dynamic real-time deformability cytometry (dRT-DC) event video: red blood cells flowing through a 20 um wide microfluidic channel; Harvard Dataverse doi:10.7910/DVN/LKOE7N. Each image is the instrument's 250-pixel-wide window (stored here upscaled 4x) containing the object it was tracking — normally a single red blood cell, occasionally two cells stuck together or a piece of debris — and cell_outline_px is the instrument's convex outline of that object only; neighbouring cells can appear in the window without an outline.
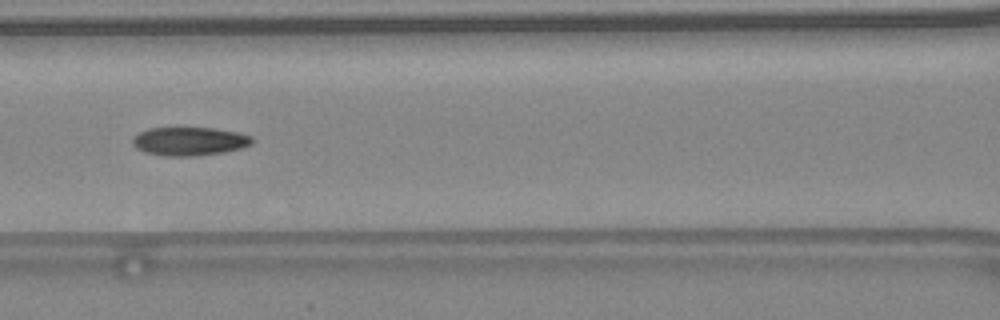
{"species": "common noctule bat (a hibernating species)", "species_latin": "Nyctalus noctula", "temperature_condition": "warm", "stored_images_in_passage": 36, "camera_frame_rate_fps": 3000, "um_per_image_px": 0.085, "animal": {"sex": "female", "body_mass_g": 24.6, "forearm_length_mm": 56.2}, "frame": {"image": 1, "passage_image": 12, "time_ms": 3.667, "image_size_px": [1000, 320], "cell_outline_px": [[256, 140], [252, 144], [240, 148], [224, 152], [196, 156], [164, 156], [144, 152], [136, 148], [132, 144], [132, 136], [148, 128], [216, 128], [236, 132], [252, 136]], "centroid_in_image_um": [16.1, 12.01], "position_along_channel_um": 150.5, "area_um2": 20.06}, "authors_computed_cell_mechanics": {"area_um2": 19.9699, "velocity_mm_per_s": 4.5418, "shape_relaxation_time_tau1_ms": 4.5074, "shape_relaxation_time_tau2_ms": 2.1015, "deformation_change_tau1": 0.1868, "deformation_change_tau2": 0.0916}}